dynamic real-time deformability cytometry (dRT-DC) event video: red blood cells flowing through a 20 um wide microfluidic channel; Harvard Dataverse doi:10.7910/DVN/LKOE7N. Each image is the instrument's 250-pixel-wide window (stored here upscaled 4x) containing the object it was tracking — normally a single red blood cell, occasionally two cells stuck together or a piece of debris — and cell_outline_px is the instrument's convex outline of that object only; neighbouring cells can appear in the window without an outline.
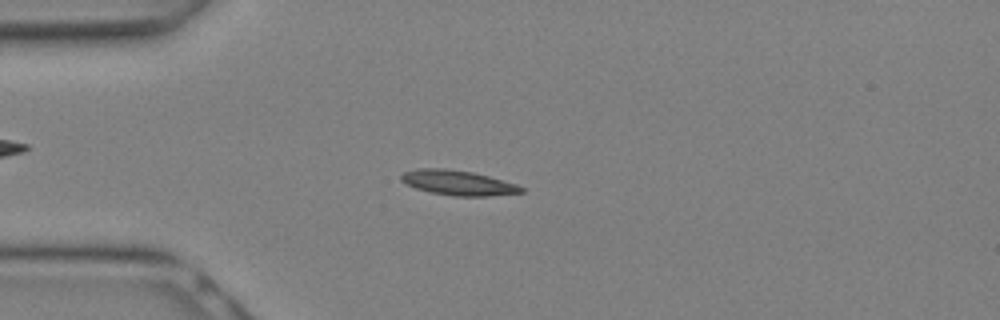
{"species": "Egyptian fruit bat (a non-hibernating species)", "species_latin": "Rousettus aegyptiacus", "temperature_condition": "warm", "stored_images_in_passage": 20, "camera_frame_rate_fps": 3000, "um_per_image_px": 0.085, "animal": {"sex": "female"}, "frame": {"image": 1, "passage_image": 7, "time_ms": 2.0, "image_size_px": [1000, 320], "cell_outline_px": [[524, 192], [488, 196], [452, 196], [432, 192], [416, 188], [400, 180], [400, 176], [404, 172], [416, 168], [444, 168], [472, 172], [488, 176], [516, 184], [524, 188]], "centroid_in_image_um": [38.92, 15.53], "position_along_channel_um": 46.1, "area_um2": 17.28}}
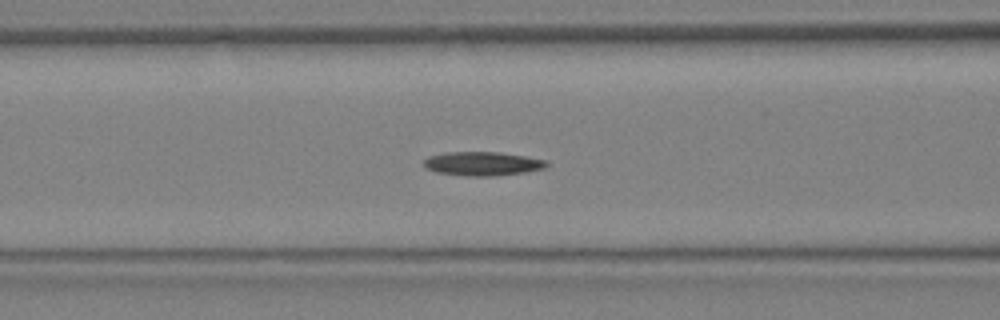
{"frame": {"image": 2, "passage_image": 11, "time_ms": 3.333, "image_size_px": [1000, 320], "cell_outline_px": [[548, 164], [544, 168], [528, 172], [496, 176], [468, 176], [436, 172], [428, 168], [424, 164], [424, 160], [428, 156], [444, 152], [500, 152], [548, 160]], "centroid_in_image_um": [41.04, 13.91], "position_along_channel_um": 125.6, "area_um2": 17.17}}
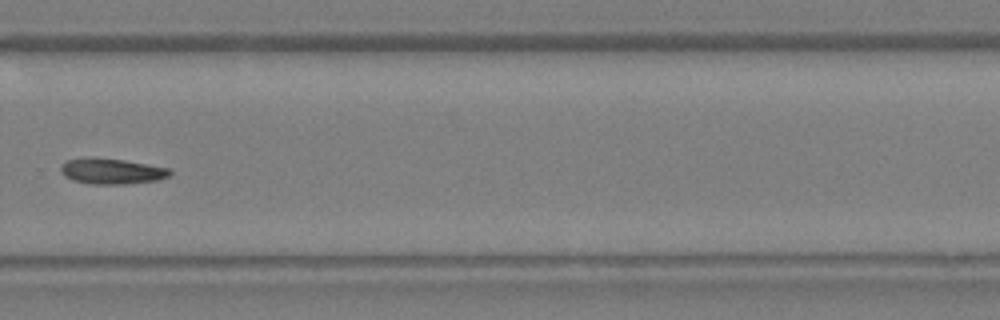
{"frame": {"image": 3, "passage_image": 19, "time_ms": 6.0, "image_size_px": [1000, 320], "cell_outline_px": [[172, 172], [168, 176], [156, 180], [124, 184], [92, 184], [72, 180], [64, 176], [60, 172], [60, 164], [64, 160], [88, 156], [92, 156], [124, 160], [148, 164], [168, 168]], "centroid_in_image_um": [9.4, 14.53], "position_along_channel_um": 320.4, "area_um2": 16.59}}